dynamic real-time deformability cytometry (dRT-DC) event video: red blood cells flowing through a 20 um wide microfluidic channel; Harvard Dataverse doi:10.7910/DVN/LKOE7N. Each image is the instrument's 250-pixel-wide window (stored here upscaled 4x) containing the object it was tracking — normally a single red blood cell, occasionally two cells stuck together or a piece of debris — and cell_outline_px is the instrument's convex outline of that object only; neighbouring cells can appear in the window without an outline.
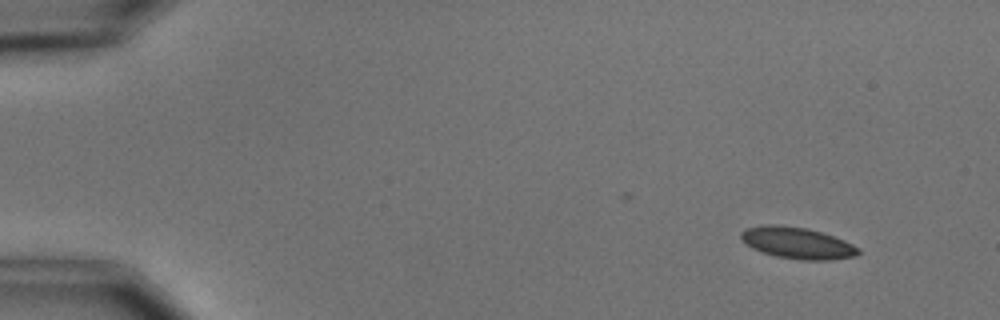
{"species": "common noctule bat (a hibernating species)", "species_latin": "Nyctalus noctula", "temperature_condition": "cold", "stored_images_in_passage": 5, "camera_frame_rate_fps": 3000, "um_per_image_px": 0.085, "animal": {"sex": "male", "body_mass_g": 15.6}, "frame": {"image": 1, "passage_image": 1, "time_ms": 0.0, "image_size_px": [1000, 320], "cell_outline_px": [[860, 252], [856, 256], [832, 260], [800, 260], [776, 256], [752, 248], [740, 236], [740, 232], [744, 228], [764, 224], [776, 224], [808, 228], [844, 240], [860, 248]], "centroid_in_image_um": [67.78, 20.64], "position_along_channel_um": 17.2, "area_um2": 21.56}}
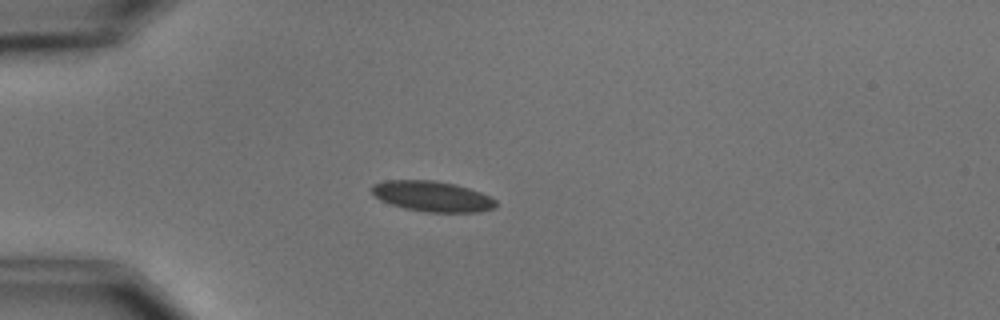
{"frame": {"image": 2, "passage_image": 3, "time_ms": 3.333, "image_size_px": [1000, 320], "cell_outline_px": [[496, 208], [480, 212], [424, 212], [404, 208], [380, 200], [372, 192], [372, 184], [384, 180], [432, 180], [456, 184], [492, 196], [496, 200]], "centroid_in_image_um": [36.77, 16.69], "position_along_channel_um": 48.2, "area_um2": 22.2}}
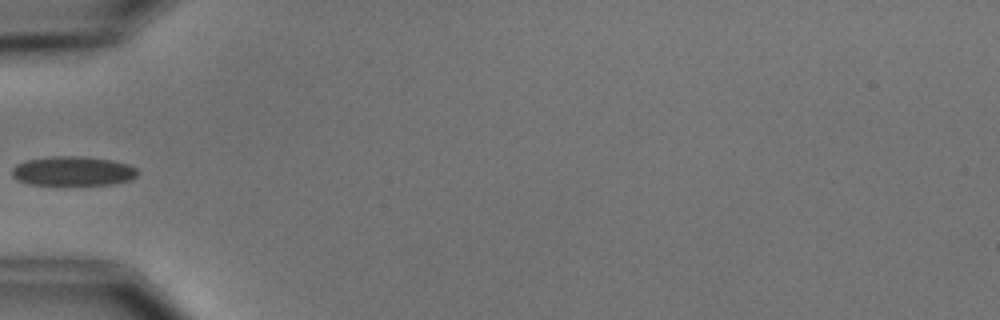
{"frame": {"image": 3, "passage_image": 4, "time_ms": 4.667, "image_size_px": [1000, 320], "cell_outline_px": [[140, 172], [132, 180], [112, 184], [64, 188], [28, 184], [16, 180], [12, 176], [12, 168], [16, 164], [28, 160], [52, 156], [80, 156], [112, 160], [128, 164], [136, 168]], "centroid_in_image_um": [6.19, 14.6], "position_along_channel_um": 78.8, "area_um2": 22.72}}